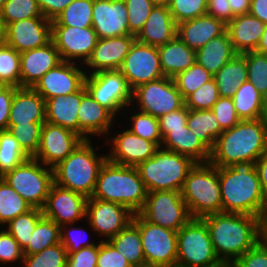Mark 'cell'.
Masks as SVG:
<instances>
[{"label":"cell","instance_id":"cell-1","mask_svg":"<svg viewBox=\"0 0 267 267\" xmlns=\"http://www.w3.org/2000/svg\"><path fill=\"white\" fill-rule=\"evenodd\" d=\"M223 212L261 217L267 213V198L254 162H236L219 167Z\"/></svg>","mask_w":267,"mask_h":267},{"label":"cell","instance_id":"cell-2","mask_svg":"<svg viewBox=\"0 0 267 267\" xmlns=\"http://www.w3.org/2000/svg\"><path fill=\"white\" fill-rule=\"evenodd\" d=\"M201 219L206 223L214 251L223 264L234 263L258 243L260 217L220 212Z\"/></svg>","mask_w":267,"mask_h":267},{"label":"cell","instance_id":"cell-3","mask_svg":"<svg viewBox=\"0 0 267 267\" xmlns=\"http://www.w3.org/2000/svg\"><path fill=\"white\" fill-rule=\"evenodd\" d=\"M267 151V118L241 120L215 141L209 163L216 167L254 162Z\"/></svg>","mask_w":267,"mask_h":267},{"label":"cell","instance_id":"cell-4","mask_svg":"<svg viewBox=\"0 0 267 267\" xmlns=\"http://www.w3.org/2000/svg\"><path fill=\"white\" fill-rule=\"evenodd\" d=\"M147 193L136 167L115 164L107 159L90 198L119 203L135 214L143 208Z\"/></svg>","mask_w":267,"mask_h":267},{"label":"cell","instance_id":"cell-5","mask_svg":"<svg viewBox=\"0 0 267 267\" xmlns=\"http://www.w3.org/2000/svg\"><path fill=\"white\" fill-rule=\"evenodd\" d=\"M90 139L83 140L63 161L53 167L54 183L90 198L107 155L98 156Z\"/></svg>","mask_w":267,"mask_h":267},{"label":"cell","instance_id":"cell-6","mask_svg":"<svg viewBox=\"0 0 267 267\" xmlns=\"http://www.w3.org/2000/svg\"><path fill=\"white\" fill-rule=\"evenodd\" d=\"M192 218L223 212L219 167L196 163L188 172L180 191Z\"/></svg>","mask_w":267,"mask_h":267},{"label":"cell","instance_id":"cell-7","mask_svg":"<svg viewBox=\"0 0 267 267\" xmlns=\"http://www.w3.org/2000/svg\"><path fill=\"white\" fill-rule=\"evenodd\" d=\"M195 164L190 157L159 147L152 157L136 168L147 192H180L188 172Z\"/></svg>","mask_w":267,"mask_h":267},{"label":"cell","instance_id":"cell-8","mask_svg":"<svg viewBox=\"0 0 267 267\" xmlns=\"http://www.w3.org/2000/svg\"><path fill=\"white\" fill-rule=\"evenodd\" d=\"M33 157L1 176L32 208L43 209L54 183L53 168ZM48 167V168H47Z\"/></svg>","mask_w":267,"mask_h":267},{"label":"cell","instance_id":"cell-9","mask_svg":"<svg viewBox=\"0 0 267 267\" xmlns=\"http://www.w3.org/2000/svg\"><path fill=\"white\" fill-rule=\"evenodd\" d=\"M176 263L197 266H223L217 257L206 223L192 218L177 232Z\"/></svg>","mask_w":267,"mask_h":267},{"label":"cell","instance_id":"cell-10","mask_svg":"<svg viewBox=\"0 0 267 267\" xmlns=\"http://www.w3.org/2000/svg\"><path fill=\"white\" fill-rule=\"evenodd\" d=\"M132 222L139 228L146 267H173L177 260V232L147 222L138 213Z\"/></svg>","mask_w":267,"mask_h":267},{"label":"cell","instance_id":"cell-11","mask_svg":"<svg viewBox=\"0 0 267 267\" xmlns=\"http://www.w3.org/2000/svg\"><path fill=\"white\" fill-rule=\"evenodd\" d=\"M138 214L147 222L178 232L192 216L178 191H153L147 193L143 208Z\"/></svg>","mask_w":267,"mask_h":267},{"label":"cell","instance_id":"cell-12","mask_svg":"<svg viewBox=\"0 0 267 267\" xmlns=\"http://www.w3.org/2000/svg\"><path fill=\"white\" fill-rule=\"evenodd\" d=\"M85 87L93 99L114 116L133 102L132 90L119 70L86 75Z\"/></svg>","mask_w":267,"mask_h":267},{"label":"cell","instance_id":"cell-13","mask_svg":"<svg viewBox=\"0 0 267 267\" xmlns=\"http://www.w3.org/2000/svg\"><path fill=\"white\" fill-rule=\"evenodd\" d=\"M132 100H137L139 111L156 118L185 105V100L178 91L173 78L165 76L135 88L132 91Z\"/></svg>","mask_w":267,"mask_h":267},{"label":"cell","instance_id":"cell-14","mask_svg":"<svg viewBox=\"0 0 267 267\" xmlns=\"http://www.w3.org/2000/svg\"><path fill=\"white\" fill-rule=\"evenodd\" d=\"M119 71L133 91L140 85L164 77L157 47L134 41Z\"/></svg>","mask_w":267,"mask_h":267},{"label":"cell","instance_id":"cell-15","mask_svg":"<svg viewBox=\"0 0 267 267\" xmlns=\"http://www.w3.org/2000/svg\"><path fill=\"white\" fill-rule=\"evenodd\" d=\"M86 217L92 230L108 241L132 222L134 213L119 203L88 198Z\"/></svg>","mask_w":267,"mask_h":267},{"label":"cell","instance_id":"cell-16","mask_svg":"<svg viewBox=\"0 0 267 267\" xmlns=\"http://www.w3.org/2000/svg\"><path fill=\"white\" fill-rule=\"evenodd\" d=\"M83 140L69 129L45 122L41 130L39 149L33 158L43 166L53 168L69 156Z\"/></svg>","mask_w":267,"mask_h":267},{"label":"cell","instance_id":"cell-17","mask_svg":"<svg viewBox=\"0 0 267 267\" xmlns=\"http://www.w3.org/2000/svg\"><path fill=\"white\" fill-rule=\"evenodd\" d=\"M98 39L92 27L52 26L51 40L59 51L62 61L75 62L74 59L80 58L86 63Z\"/></svg>","mask_w":267,"mask_h":267},{"label":"cell","instance_id":"cell-18","mask_svg":"<svg viewBox=\"0 0 267 267\" xmlns=\"http://www.w3.org/2000/svg\"><path fill=\"white\" fill-rule=\"evenodd\" d=\"M87 200L84 195L53 183L42 209L43 216L59 226L74 224L86 218Z\"/></svg>","mask_w":267,"mask_h":267},{"label":"cell","instance_id":"cell-19","mask_svg":"<svg viewBox=\"0 0 267 267\" xmlns=\"http://www.w3.org/2000/svg\"><path fill=\"white\" fill-rule=\"evenodd\" d=\"M86 75L78 65L76 67L75 62L62 61L43 75L32 88L46 101L79 91L85 85Z\"/></svg>","mask_w":267,"mask_h":267},{"label":"cell","instance_id":"cell-20","mask_svg":"<svg viewBox=\"0 0 267 267\" xmlns=\"http://www.w3.org/2000/svg\"><path fill=\"white\" fill-rule=\"evenodd\" d=\"M92 28L99 39L133 35L124 0H94Z\"/></svg>","mask_w":267,"mask_h":267},{"label":"cell","instance_id":"cell-21","mask_svg":"<svg viewBox=\"0 0 267 267\" xmlns=\"http://www.w3.org/2000/svg\"><path fill=\"white\" fill-rule=\"evenodd\" d=\"M51 21L45 17L23 19L7 25L6 45L21 53L51 41Z\"/></svg>","mask_w":267,"mask_h":267},{"label":"cell","instance_id":"cell-22","mask_svg":"<svg viewBox=\"0 0 267 267\" xmlns=\"http://www.w3.org/2000/svg\"><path fill=\"white\" fill-rule=\"evenodd\" d=\"M111 140L114 147L111 148V154H107L108 160L130 167H137L152 157L159 148L154 142L143 139L128 129Z\"/></svg>","mask_w":267,"mask_h":267},{"label":"cell","instance_id":"cell-23","mask_svg":"<svg viewBox=\"0 0 267 267\" xmlns=\"http://www.w3.org/2000/svg\"><path fill=\"white\" fill-rule=\"evenodd\" d=\"M62 62L51 40L45 46L20 53V87H33L43 75Z\"/></svg>","mask_w":267,"mask_h":267},{"label":"cell","instance_id":"cell-24","mask_svg":"<svg viewBox=\"0 0 267 267\" xmlns=\"http://www.w3.org/2000/svg\"><path fill=\"white\" fill-rule=\"evenodd\" d=\"M135 40V35L98 39L91 56L85 63L90 70L93 69L90 73L119 70Z\"/></svg>","mask_w":267,"mask_h":267},{"label":"cell","instance_id":"cell-25","mask_svg":"<svg viewBox=\"0 0 267 267\" xmlns=\"http://www.w3.org/2000/svg\"><path fill=\"white\" fill-rule=\"evenodd\" d=\"M45 122V99L31 87H18L11 103L8 125Z\"/></svg>","mask_w":267,"mask_h":267},{"label":"cell","instance_id":"cell-26","mask_svg":"<svg viewBox=\"0 0 267 267\" xmlns=\"http://www.w3.org/2000/svg\"><path fill=\"white\" fill-rule=\"evenodd\" d=\"M115 116L105 107L96 102L86 90L81 88V104L78 111L79 135L88 140L89 135L109 133ZM87 134V135H86Z\"/></svg>","mask_w":267,"mask_h":267},{"label":"cell","instance_id":"cell-27","mask_svg":"<svg viewBox=\"0 0 267 267\" xmlns=\"http://www.w3.org/2000/svg\"><path fill=\"white\" fill-rule=\"evenodd\" d=\"M226 31V25L211 15L186 20L177 24L176 35L190 48L198 50L208 41L216 38Z\"/></svg>","mask_w":267,"mask_h":267},{"label":"cell","instance_id":"cell-28","mask_svg":"<svg viewBox=\"0 0 267 267\" xmlns=\"http://www.w3.org/2000/svg\"><path fill=\"white\" fill-rule=\"evenodd\" d=\"M176 33L177 24L168 6L155 5L135 39L140 43L159 47L173 39Z\"/></svg>","mask_w":267,"mask_h":267},{"label":"cell","instance_id":"cell-29","mask_svg":"<svg viewBox=\"0 0 267 267\" xmlns=\"http://www.w3.org/2000/svg\"><path fill=\"white\" fill-rule=\"evenodd\" d=\"M264 30L265 24L250 14L236 16L226 25V31L237 54L256 51Z\"/></svg>","mask_w":267,"mask_h":267},{"label":"cell","instance_id":"cell-30","mask_svg":"<svg viewBox=\"0 0 267 267\" xmlns=\"http://www.w3.org/2000/svg\"><path fill=\"white\" fill-rule=\"evenodd\" d=\"M166 150L190 157L196 163H209L211 150L186 125L183 129L170 130L163 138Z\"/></svg>","mask_w":267,"mask_h":267},{"label":"cell","instance_id":"cell-31","mask_svg":"<svg viewBox=\"0 0 267 267\" xmlns=\"http://www.w3.org/2000/svg\"><path fill=\"white\" fill-rule=\"evenodd\" d=\"M81 89L75 93L46 100V122L69 129L79 135L78 111Z\"/></svg>","mask_w":267,"mask_h":267},{"label":"cell","instance_id":"cell-32","mask_svg":"<svg viewBox=\"0 0 267 267\" xmlns=\"http://www.w3.org/2000/svg\"><path fill=\"white\" fill-rule=\"evenodd\" d=\"M157 49L165 77L174 78L196 62V51L190 49L177 35Z\"/></svg>","mask_w":267,"mask_h":267},{"label":"cell","instance_id":"cell-33","mask_svg":"<svg viewBox=\"0 0 267 267\" xmlns=\"http://www.w3.org/2000/svg\"><path fill=\"white\" fill-rule=\"evenodd\" d=\"M237 53L234 51L229 34L225 31L196 50V62L215 75Z\"/></svg>","mask_w":267,"mask_h":267},{"label":"cell","instance_id":"cell-34","mask_svg":"<svg viewBox=\"0 0 267 267\" xmlns=\"http://www.w3.org/2000/svg\"><path fill=\"white\" fill-rule=\"evenodd\" d=\"M247 63L242 54H236L215 75L219 96L233 98L239 86L247 81Z\"/></svg>","mask_w":267,"mask_h":267},{"label":"cell","instance_id":"cell-35","mask_svg":"<svg viewBox=\"0 0 267 267\" xmlns=\"http://www.w3.org/2000/svg\"><path fill=\"white\" fill-rule=\"evenodd\" d=\"M232 99L241 120L267 118L263 95L249 81L239 86Z\"/></svg>","mask_w":267,"mask_h":267},{"label":"cell","instance_id":"cell-36","mask_svg":"<svg viewBox=\"0 0 267 267\" xmlns=\"http://www.w3.org/2000/svg\"><path fill=\"white\" fill-rule=\"evenodd\" d=\"M108 242L122 254L133 267H146L139 228L131 222Z\"/></svg>","mask_w":267,"mask_h":267},{"label":"cell","instance_id":"cell-37","mask_svg":"<svg viewBox=\"0 0 267 267\" xmlns=\"http://www.w3.org/2000/svg\"><path fill=\"white\" fill-rule=\"evenodd\" d=\"M186 125L212 150L216 139L224 131L211 110H190Z\"/></svg>","mask_w":267,"mask_h":267},{"label":"cell","instance_id":"cell-38","mask_svg":"<svg viewBox=\"0 0 267 267\" xmlns=\"http://www.w3.org/2000/svg\"><path fill=\"white\" fill-rule=\"evenodd\" d=\"M94 0H73L53 21L52 26L92 27Z\"/></svg>","mask_w":267,"mask_h":267},{"label":"cell","instance_id":"cell-39","mask_svg":"<svg viewBox=\"0 0 267 267\" xmlns=\"http://www.w3.org/2000/svg\"><path fill=\"white\" fill-rule=\"evenodd\" d=\"M60 232V226L57 223L43 216L37 222L28 245L23 249V254L33 255L60 243Z\"/></svg>","mask_w":267,"mask_h":267},{"label":"cell","instance_id":"cell-40","mask_svg":"<svg viewBox=\"0 0 267 267\" xmlns=\"http://www.w3.org/2000/svg\"><path fill=\"white\" fill-rule=\"evenodd\" d=\"M31 209V205L0 177V224H8Z\"/></svg>","mask_w":267,"mask_h":267},{"label":"cell","instance_id":"cell-41","mask_svg":"<svg viewBox=\"0 0 267 267\" xmlns=\"http://www.w3.org/2000/svg\"><path fill=\"white\" fill-rule=\"evenodd\" d=\"M29 158L9 130L0 131V177Z\"/></svg>","mask_w":267,"mask_h":267},{"label":"cell","instance_id":"cell-42","mask_svg":"<svg viewBox=\"0 0 267 267\" xmlns=\"http://www.w3.org/2000/svg\"><path fill=\"white\" fill-rule=\"evenodd\" d=\"M43 217V211L39 208H32L28 212L21 214L8 223L7 231L24 249L35 230L37 222Z\"/></svg>","mask_w":267,"mask_h":267},{"label":"cell","instance_id":"cell-43","mask_svg":"<svg viewBox=\"0 0 267 267\" xmlns=\"http://www.w3.org/2000/svg\"><path fill=\"white\" fill-rule=\"evenodd\" d=\"M213 77L214 75L208 72L202 65L195 62L187 70L178 73L173 80L185 100L204 83L212 80Z\"/></svg>","mask_w":267,"mask_h":267},{"label":"cell","instance_id":"cell-44","mask_svg":"<svg viewBox=\"0 0 267 267\" xmlns=\"http://www.w3.org/2000/svg\"><path fill=\"white\" fill-rule=\"evenodd\" d=\"M67 258V250L60 242L39 253L24 255L22 267H66Z\"/></svg>","mask_w":267,"mask_h":267},{"label":"cell","instance_id":"cell-45","mask_svg":"<svg viewBox=\"0 0 267 267\" xmlns=\"http://www.w3.org/2000/svg\"><path fill=\"white\" fill-rule=\"evenodd\" d=\"M44 123L8 125L7 130L19 142L20 147L29 156L34 157L40 145L41 130Z\"/></svg>","mask_w":267,"mask_h":267},{"label":"cell","instance_id":"cell-46","mask_svg":"<svg viewBox=\"0 0 267 267\" xmlns=\"http://www.w3.org/2000/svg\"><path fill=\"white\" fill-rule=\"evenodd\" d=\"M0 85L20 87V53L8 45L0 47Z\"/></svg>","mask_w":267,"mask_h":267},{"label":"cell","instance_id":"cell-47","mask_svg":"<svg viewBox=\"0 0 267 267\" xmlns=\"http://www.w3.org/2000/svg\"><path fill=\"white\" fill-rule=\"evenodd\" d=\"M0 15L7 25L23 19L44 17L37 0H6Z\"/></svg>","mask_w":267,"mask_h":267},{"label":"cell","instance_id":"cell-48","mask_svg":"<svg viewBox=\"0 0 267 267\" xmlns=\"http://www.w3.org/2000/svg\"><path fill=\"white\" fill-rule=\"evenodd\" d=\"M242 55L247 63V81L264 95L267 90V54L249 51Z\"/></svg>","mask_w":267,"mask_h":267},{"label":"cell","instance_id":"cell-49","mask_svg":"<svg viewBox=\"0 0 267 267\" xmlns=\"http://www.w3.org/2000/svg\"><path fill=\"white\" fill-rule=\"evenodd\" d=\"M131 120L132 127L128 130L143 139L154 142L158 147H161L162 137L158 118L139 111L131 116Z\"/></svg>","mask_w":267,"mask_h":267},{"label":"cell","instance_id":"cell-50","mask_svg":"<svg viewBox=\"0 0 267 267\" xmlns=\"http://www.w3.org/2000/svg\"><path fill=\"white\" fill-rule=\"evenodd\" d=\"M219 98L218 87L213 78L191 93L185 99V106L190 110H211Z\"/></svg>","mask_w":267,"mask_h":267},{"label":"cell","instance_id":"cell-51","mask_svg":"<svg viewBox=\"0 0 267 267\" xmlns=\"http://www.w3.org/2000/svg\"><path fill=\"white\" fill-rule=\"evenodd\" d=\"M207 0H171L168 8L176 24L206 14Z\"/></svg>","mask_w":267,"mask_h":267},{"label":"cell","instance_id":"cell-52","mask_svg":"<svg viewBox=\"0 0 267 267\" xmlns=\"http://www.w3.org/2000/svg\"><path fill=\"white\" fill-rule=\"evenodd\" d=\"M124 2L128 12L129 30L136 36L155 5L150 0H124Z\"/></svg>","mask_w":267,"mask_h":267},{"label":"cell","instance_id":"cell-53","mask_svg":"<svg viewBox=\"0 0 267 267\" xmlns=\"http://www.w3.org/2000/svg\"><path fill=\"white\" fill-rule=\"evenodd\" d=\"M211 111L215 114L216 120L223 130L231 129L241 121L236 113L232 98L220 97Z\"/></svg>","mask_w":267,"mask_h":267},{"label":"cell","instance_id":"cell-54","mask_svg":"<svg viewBox=\"0 0 267 267\" xmlns=\"http://www.w3.org/2000/svg\"><path fill=\"white\" fill-rule=\"evenodd\" d=\"M97 267H133L106 239L99 243Z\"/></svg>","mask_w":267,"mask_h":267},{"label":"cell","instance_id":"cell-55","mask_svg":"<svg viewBox=\"0 0 267 267\" xmlns=\"http://www.w3.org/2000/svg\"><path fill=\"white\" fill-rule=\"evenodd\" d=\"M23 257V249L7 229L0 231V262L23 261Z\"/></svg>","mask_w":267,"mask_h":267},{"label":"cell","instance_id":"cell-56","mask_svg":"<svg viewBox=\"0 0 267 267\" xmlns=\"http://www.w3.org/2000/svg\"><path fill=\"white\" fill-rule=\"evenodd\" d=\"M189 109L184 105L182 108L162 115L158 118L161 137L163 138L170 130L183 129L186 126Z\"/></svg>","mask_w":267,"mask_h":267},{"label":"cell","instance_id":"cell-57","mask_svg":"<svg viewBox=\"0 0 267 267\" xmlns=\"http://www.w3.org/2000/svg\"><path fill=\"white\" fill-rule=\"evenodd\" d=\"M99 243L68 253L66 267H97Z\"/></svg>","mask_w":267,"mask_h":267},{"label":"cell","instance_id":"cell-58","mask_svg":"<svg viewBox=\"0 0 267 267\" xmlns=\"http://www.w3.org/2000/svg\"><path fill=\"white\" fill-rule=\"evenodd\" d=\"M70 225V224H65V225H62L60 226V242L61 244L64 246V248L67 250V253H72V252H76V251H79L81 248H84V247H90V246H93V245H96L94 243H90V242H84L81 238L79 237H76L74 235V233H82L84 231V229L82 230L81 228H72L70 226V228L66 231L65 228H67V226ZM64 231V232H63ZM85 233V232H84ZM84 233H82L84 235ZM81 235V234H79Z\"/></svg>","mask_w":267,"mask_h":267},{"label":"cell","instance_id":"cell-59","mask_svg":"<svg viewBox=\"0 0 267 267\" xmlns=\"http://www.w3.org/2000/svg\"><path fill=\"white\" fill-rule=\"evenodd\" d=\"M236 267H267V250L257 243L234 263Z\"/></svg>","mask_w":267,"mask_h":267},{"label":"cell","instance_id":"cell-60","mask_svg":"<svg viewBox=\"0 0 267 267\" xmlns=\"http://www.w3.org/2000/svg\"><path fill=\"white\" fill-rule=\"evenodd\" d=\"M18 87L0 85V131L7 130L11 103Z\"/></svg>","mask_w":267,"mask_h":267},{"label":"cell","instance_id":"cell-61","mask_svg":"<svg viewBox=\"0 0 267 267\" xmlns=\"http://www.w3.org/2000/svg\"><path fill=\"white\" fill-rule=\"evenodd\" d=\"M206 14L221 20L225 25L233 19L228 0H207Z\"/></svg>","mask_w":267,"mask_h":267},{"label":"cell","instance_id":"cell-62","mask_svg":"<svg viewBox=\"0 0 267 267\" xmlns=\"http://www.w3.org/2000/svg\"><path fill=\"white\" fill-rule=\"evenodd\" d=\"M73 0H37L42 15L53 21Z\"/></svg>","mask_w":267,"mask_h":267},{"label":"cell","instance_id":"cell-63","mask_svg":"<svg viewBox=\"0 0 267 267\" xmlns=\"http://www.w3.org/2000/svg\"><path fill=\"white\" fill-rule=\"evenodd\" d=\"M249 14L267 24V0H251Z\"/></svg>","mask_w":267,"mask_h":267},{"label":"cell","instance_id":"cell-64","mask_svg":"<svg viewBox=\"0 0 267 267\" xmlns=\"http://www.w3.org/2000/svg\"><path fill=\"white\" fill-rule=\"evenodd\" d=\"M256 170L262 185V189L267 198V151L259 157L255 163Z\"/></svg>","mask_w":267,"mask_h":267},{"label":"cell","instance_id":"cell-65","mask_svg":"<svg viewBox=\"0 0 267 267\" xmlns=\"http://www.w3.org/2000/svg\"><path fill=\"white\" fill-rule=\"evenodd\" d=\"M231 7L233 18L236 16L249 14L251 0H228Z\"/></svg>","mask_w":267,"mask_h":267},{"label":"cell","instance_id":"cell-66","mask_svg":"<svg viewBox=\"0 0 267 267\" xmlns=\"http://www.w3.org/2000/svg\"><path fill=\"white\" fill-rule=\"evenodd\" d=\"M258 243L267 250V213L262 215L259 220Z\"/></svg>","mask_w":267,"mask_h":267},{"label":"cell","instance_id":"cell-67","mask_svg":"<svg viewBox=\"0 0 267 267\" xmlns=\"http://www.w3.org/2000/svg\"><path fill=\"white\" fill-rule=\"evenodd\" d=\"M256 52L267 54V24H265V30L257 45Z\"/></svg>","mask_w":267,"mask_h":267},{"label":"cell","instance_id":"cell-68","mask_svg":"<svg viewBox=\"0 0 267 267\" xmlns=\"http://www.w3.org/2000/svg\"><path fill=\"white\" fill-rule=\"evenodd\" d=\"M7 39V24L0 15V47L6 45Z\"/></svg>","mask_w":267,"mask_h":267},{"label":"cell","instance_id":"cell-69","mask_svg":"<svg viewBox=\"0 0 267 267\" xmlns=\"http://www.w3.org/2000/svg\"><path fill=\"white\" fill-rule=\"evenodd\" d=\"M154 5L168 6L171 0H150Z\"/></svg>","mask_w":267,"mask_h":267},{"label":"cell","instance_id":"cell-70","mask_svg":"<svg viewBox=\"0 0 267 267\" xmlns=\"http://www.w3.org/2000/svg\"><path fill=\"white\" fill-rule=\"evenodd\" d=\"M173 267H223V266H195V265H184L176 263Z\"/></svg>","mask_w":267,"mask_h":267},{"label":"cell","instance_id":"cell-71","mask_svg":"<svg viewBox=\"0 0 267 267\" xmlns=\"http://www.w3.org/2000/svg\"><path fill=\"white\" fill-rule=\"evenodd\" d=\"M263 101H264V105H265L266 112H267V90H266L265 94L263 95Z\"/></svg>","mask_w":267,"mask_h":267},{"label":"cell","instance_id":"cell-72","mask_svg":"<svg viewBox=\"0 0 267 267\" xmlns=\"http://www.w3.org/2000/svg\"><path fill=\"white\" fill-rule=\"evenodd\" d=\"M6 0H0V14L3 10L4 4H5Z\"/></svg>","mask_w":267,"mask_h":267},{"label":"cell","instance_id":"cell-73","mask_svg":"<svg viewBox=\"0 0 267 267\" xmlns=\"http://www.w3.org/2000/svg\"><path fill=\"white\" fill-rule=\"evenodd\" d=\"M223 267H236L233 263L224 264Z\"/></svg>","mask_w":267,"mask_h":267}]
</instances>
